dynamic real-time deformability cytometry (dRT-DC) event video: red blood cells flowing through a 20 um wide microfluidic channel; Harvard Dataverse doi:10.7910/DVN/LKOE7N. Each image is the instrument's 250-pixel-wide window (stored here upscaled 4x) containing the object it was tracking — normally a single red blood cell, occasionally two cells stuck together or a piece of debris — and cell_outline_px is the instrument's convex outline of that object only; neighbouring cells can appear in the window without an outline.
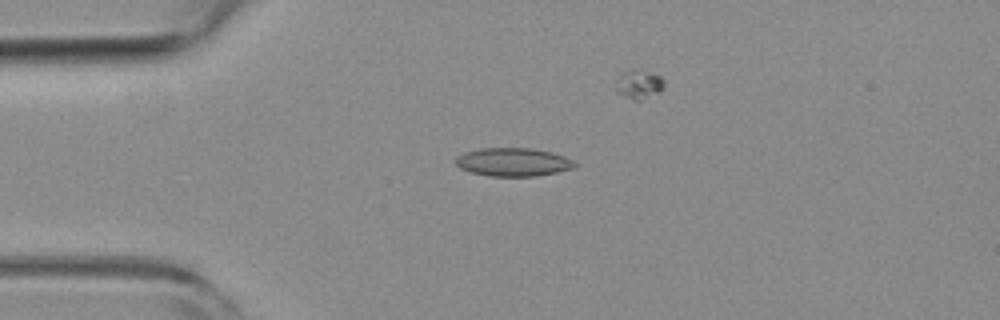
{"species": "common noctule bat (a hibernating species)", "species_latin": "Nyctalus noctula", "temperature_condition": "room temperature", "stored_images_in_passage": 31, "camera_frame_rate_fps": 3000, "um_per_image_px": 0.085, "animal": {"sex": "female", "body_mass_g": 19.3, "forearm_length_mm": 54.1}, "frame": {"image": 1, "passage_image": 4, "time_ms": 1.0, "image_size_px": [1000, 320], "cell_outline_px": [[576, 164], [572, 168], [556, 172], [536, 176], [488, 176], [468, 172], [460, 168], [456, 164], [456, 156], [464, 152], [480, 148], [532, 148], [552, 152], [564, 156], [572, 160]], "centroid_in_image_um": [43.57, 13.77], "position_along_channel_um": 41.4, "area_um2": 19.71}}
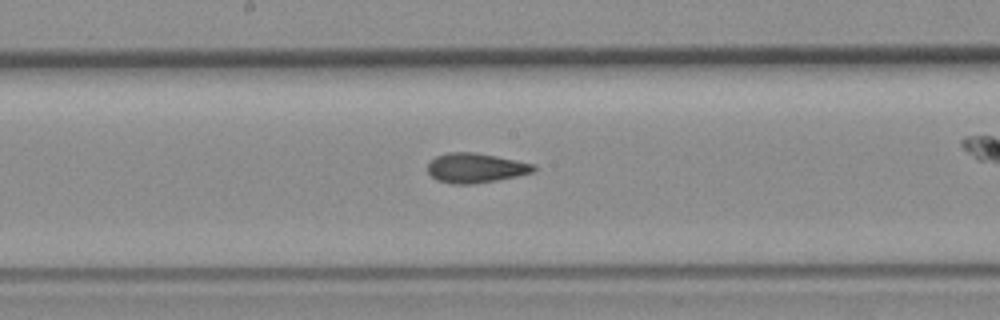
{"frame": {"image": 2, "passage_image": 19, "time_ms": 6.0, "image_size_px": [1000, 320], "cell_outline_px": [[536, 172], [496, 180], [472, 184], [452, 184], [436, 180], [428, 172], [428, 164], [436, 156], [448, 152], [476, 152], [536, 164]], "centroid_in_image_um": [40.45, 14.27], "position_along_channel_um": 207.8, "area_um2": 18.38}}
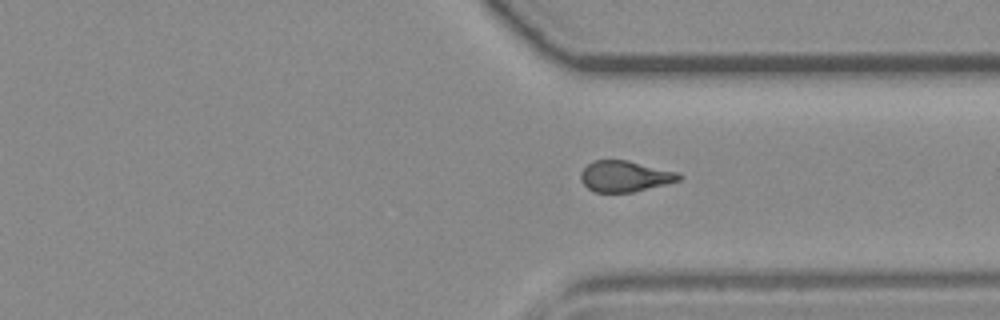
{"frame": {"image": 3, "passage_image": 31, "time_ms": 10.0, "image_size_px": [1000, 320], "cell_outline_px": [[684, 176], [680, 180], [632, 192], [596, 192], [588, 188], [580, 180], [580, 172], [592, 160], [628, 160], [676, 172]], "centroid_in_image_um": [53.08, 14.97], "position_along_channel_um": 358.3, "area_um2": 17.57}}